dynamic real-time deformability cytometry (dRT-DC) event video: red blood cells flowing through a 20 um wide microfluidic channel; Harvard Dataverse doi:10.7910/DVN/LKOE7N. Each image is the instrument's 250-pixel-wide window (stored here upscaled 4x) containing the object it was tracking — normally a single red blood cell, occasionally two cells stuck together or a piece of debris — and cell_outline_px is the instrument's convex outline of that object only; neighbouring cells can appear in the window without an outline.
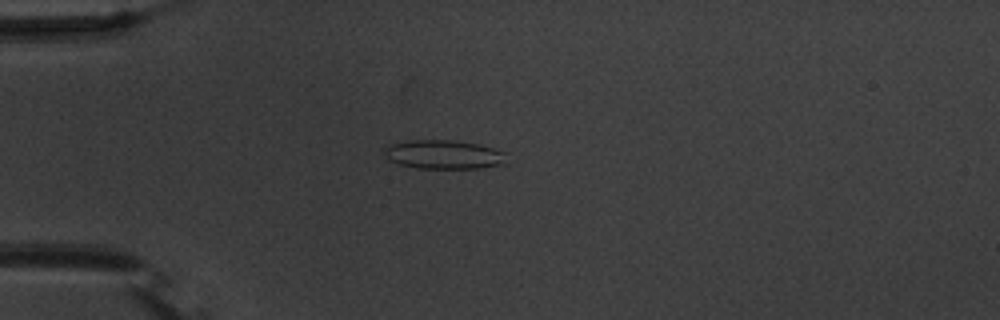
{"species": "common noctule bat (a hibernating species)", "species_latin": "Nyctalus noctula", "temperature_condition": "warm", "stored_images_in_passage": 38, "camera_frame_rate_fps": 3000, "um_per_image_px": 0.085, "animal": {"sex": "male", "body_mass_g": 20.1, "forearm_length_mm": 53.5}, "frame": {"image": 1, "passage_image": 5, "time_ms": 1.333, "image_size_px": [1000, 320], "cell_outline_px": [[504, 164], [480, 168], [416, 168], [400, 164], [388, 160], [384, 152], [384, 148], [388, 144], [412, 140], [448, 140], [476, 144], [492, 148], [504, 152]], "centroid_in_image_um": [37.65, 13.14], "position_along_channel_um": 47.3, "area_um2": 20.35}}
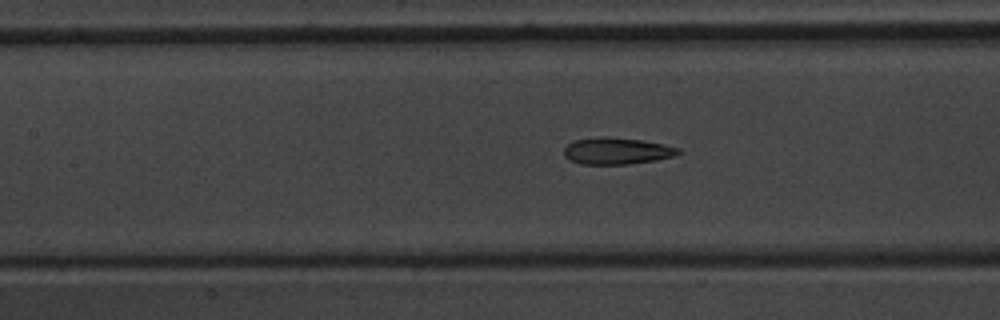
{"frame": {"image": 2, "passage_image": 15, "time_ms": 4.667, "image_size_px": [1000, 320], "cell_outline_px": [[680, 152], [676, 156], [656, 160], [628, 164], [580, 164], [564, 156], [564, 148], [568, 144], [576, 140], [640, 140], [664, 144], [680, 148]], "centroid_in_image_um": [52.5, 12.89], "position_along_channel_um": 154.9, "area_um2": 16.76}}
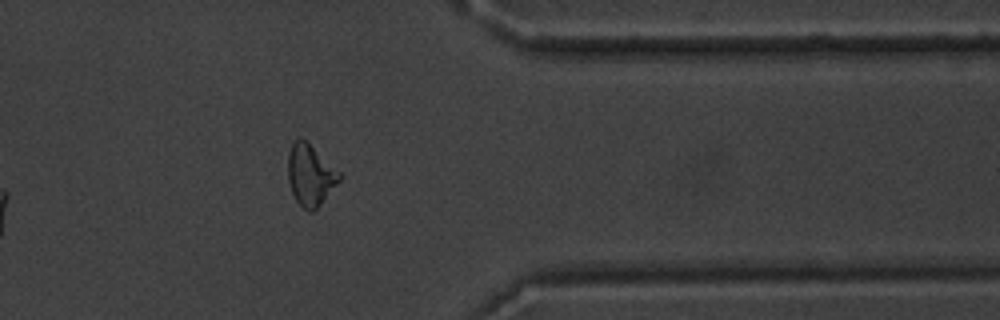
{"frame": {"image": 3, "passage_image": 34, "time_ms": 11.0, "image_size_px": [1000, 320], "cell_outline_px": [[344, 176], [320, 204], [312, 212], [308, 212], [296, 200], [292, 192], [288, 180], [288, 152], [292, 144], [300, 136], [340, 172]], "centroid_in_image_um": [26.38, 14.88], "position_along_channel_um": 385.0, "area_um2": 18.09}, "authors_computed_cell_mechanics": {"area_um2": 18.2359, "velocity_mm_per_s": 3.7958, "shape_relaxation_time_tau1_ms": null, "shape_relaxation_time_tau2_ms": 2.5333, "deformation_change_tau1": null, "deformation_change_tau2": 0.1195}}